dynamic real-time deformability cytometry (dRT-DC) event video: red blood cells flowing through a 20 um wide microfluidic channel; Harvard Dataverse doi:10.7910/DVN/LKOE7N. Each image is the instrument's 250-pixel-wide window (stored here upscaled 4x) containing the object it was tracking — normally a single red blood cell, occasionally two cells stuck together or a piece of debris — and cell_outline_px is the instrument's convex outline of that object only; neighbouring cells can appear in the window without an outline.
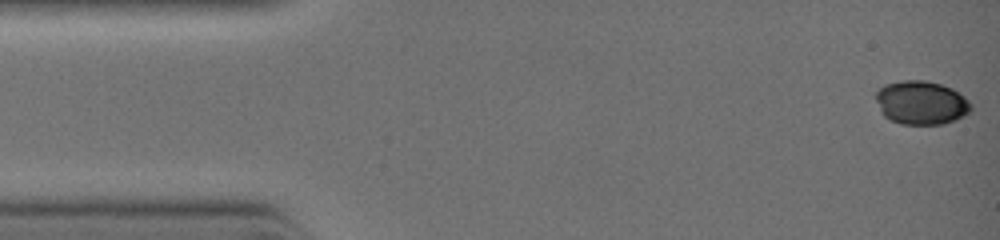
{"species": "common noctule bat (a hibernating species)", "species_latin": "Nyctalus noctula", "temperature_condition": "warm", "stored_images_in_passage": 47, "camera_frame_rate_fps": 3000, "um_per_image_px": 0.085, "animal": {"sex": "female", "body_mass_g": 19.0, "forearm_length_mm": 51.5}, "frame": {"image": 1, "passage_image": 1, "time_ms": 0.0, "image_size_px": [1000, 240], "cell_outline_px": [[972, 108], [968, 112], [944, 124], [900, 124], [884, 116], [876, 100], [876, 92], [884, 84], [900, 80], [924, 80], [940, 84], [952, 88], [964, 96], [972, 104]], "centroid_in_image_um": [78.29, 8.71], "position_along_channel_um": 6.7, "area_um2": 24.04}}
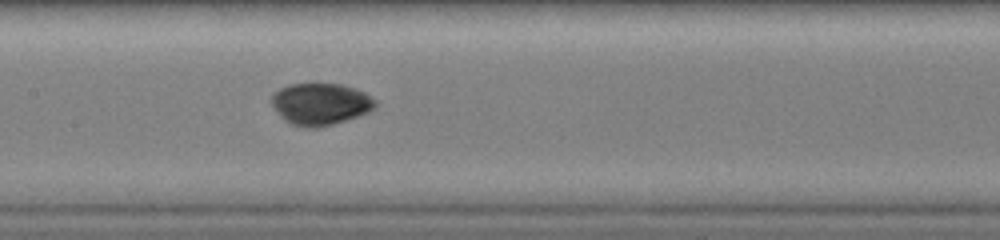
{"frame": {"image": 2, "passage_image": 28, "time_ms": 5.0, "image_size_px": [1000, 240], "cell_outline_px": [[376, 108], [368, 112], [332, 124], [316, 128], [304, 128], [292, 124], [284, 120], [280, 116], [272, 104], [272, 96], [280, 88], [292, 84], [340, 84], [364, 92], [376, 100]], "centroid_in_image_um": [27.24, 8.85], "position_along_channel_um": 180.2, "area_um2": 24.97}}
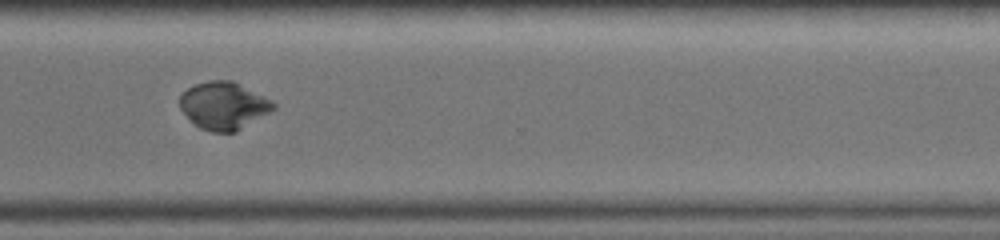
{"frame": {"image": 3, "passage_image": 46, "time_ms": 8.0, "image_size_px": [1000, 240], "cell_outline_px": [[276, 108], [272, 112], [236, 132], [212, 132], [200, 128], [180, 108], [180, 96], [188, 88], [196, 84], [208, 80], [232, 80], [272, 100], [276, 104]], "centroid_in_image_um": [19.06, 8.98], "position_along_channel_um": 351.5, "area_um2": 25.89}}